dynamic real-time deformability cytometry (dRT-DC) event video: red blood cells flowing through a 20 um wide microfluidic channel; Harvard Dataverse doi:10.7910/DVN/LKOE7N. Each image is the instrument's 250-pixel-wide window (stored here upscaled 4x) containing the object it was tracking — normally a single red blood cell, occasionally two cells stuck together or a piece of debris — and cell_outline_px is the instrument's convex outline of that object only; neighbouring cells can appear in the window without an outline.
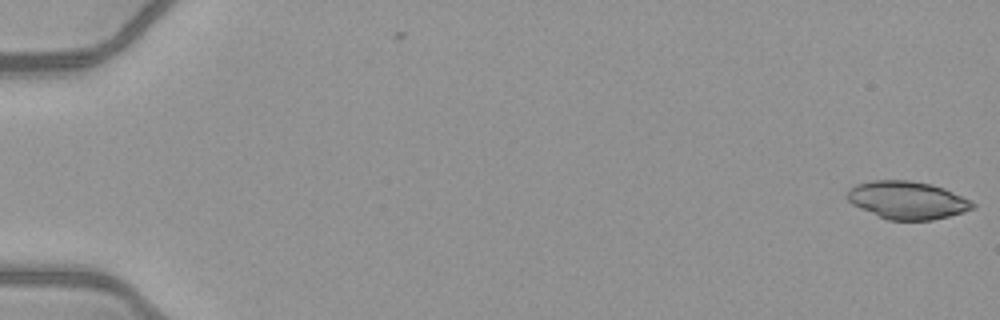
{"species": "common noctule bat (a hibernating species)", "species_latin": "Nyctalus noctula", "temperature_condition": "warm", "stored_images_in_passage": 51, "camera_frame_rate_fps": 3000, "um_per_image_px": 0.085, "animal": {"sex": "female", "body_mass_g": 21.9}, "frame": {"image": 1, "passage_image": 1, "time_ms": 0.0, "image_size_px": [1000, 320], "cell_outline_px": [[976, 208], [964, 212], [932, 220], [888, 220], [860, 208], [852, 204], [844, 196], [848, 188], [856, 184], [872, 180], [908, 180], [932, 184], [944, 188], [976, 204]], "centroid_in_image_um": [77.08, 17.01], "position_along_channel_um": 7.9, "area_um2": 27.69}}
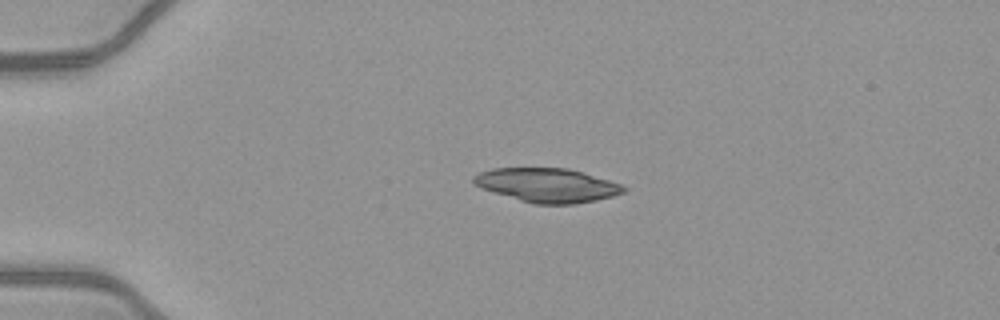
{"frame": {"image": 2, "passage_image": 13, "time_ms": 4.0, "image_size_px": [1000, 320], "cell_outline_px": [[628, 188], [624, 192], [612, 196], [596, 200], [572, 204], [532, 204], [492, 192], [480, 188], [472, 180], [472, 176], [480, 172], [492, 168], [568, 168], [584, 172], [620, 184]], "centroid_in_image_um": [46.49, 15.74], "position_along_channel_um": 38.5, "area_um2": 29.77}}